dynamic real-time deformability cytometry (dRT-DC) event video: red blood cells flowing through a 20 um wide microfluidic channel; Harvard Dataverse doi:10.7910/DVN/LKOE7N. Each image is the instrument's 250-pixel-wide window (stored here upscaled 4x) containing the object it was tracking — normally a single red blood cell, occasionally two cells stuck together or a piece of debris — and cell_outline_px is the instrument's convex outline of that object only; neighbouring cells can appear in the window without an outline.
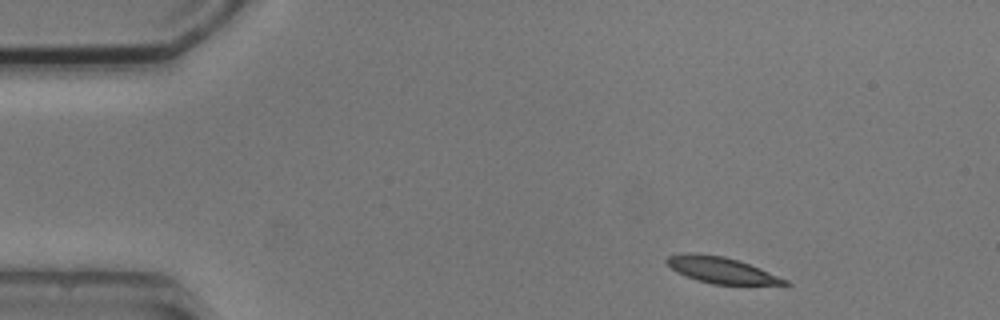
{"species": "common noctule bat (a hibernating species)", "species_latin": "Nyctalus noctula", "temperature_condition": "cold", "stored_images_in_passage": 4, "camera_frame_rate_fps": 3000, "um_per_image_px": 0.085, "animal": {"sex": "male", "body_mass_g": 20.5, "forearm_length_mm": 52.5}, "frame": {"image": 1, "passage_image": 1, "time_ms": 0.0, "image_size_px": [1000, 320], "cell_outline_px": [[792, 284], [712, 284], [676, 272], [664, 260], [668, 256], [692, 252], [724, 256], [760, 268], [788, 280]], "centroid_in_image_um": [61.3, 22.94], "position_along_channel_um": 23.7, "area_um2": 17.57}}
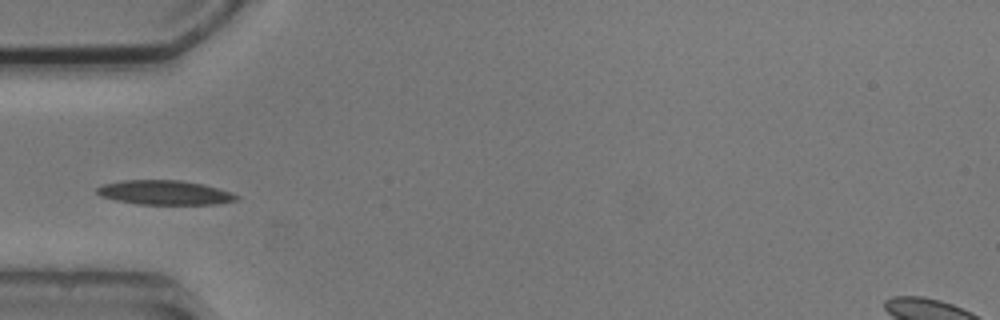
{"frame": {"image": 2, "passage_image": 4, "time_ms": 3.333, "image_size_px": [1000, 320], "cell_outline_px": [[240, 196], [236, 200], [216, 204], [136, 204], [116, 200], [100, 196], [96, 192], [96, 188], [104, 184], [124, 180], [180, 180], [200, 184], [232, 192]], "centroid_in_image_um": [13.98, 16.37], "position_along_channel_um": 71.0, "area_um2": 19.65}}